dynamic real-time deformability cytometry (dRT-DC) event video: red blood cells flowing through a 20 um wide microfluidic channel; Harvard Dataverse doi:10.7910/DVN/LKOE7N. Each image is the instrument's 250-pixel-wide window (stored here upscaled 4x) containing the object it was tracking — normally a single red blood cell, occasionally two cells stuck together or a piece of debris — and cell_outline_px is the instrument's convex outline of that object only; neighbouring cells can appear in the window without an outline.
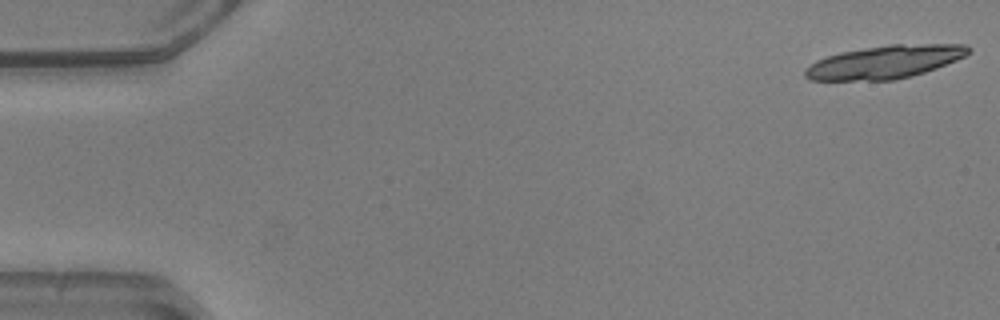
{"species": "common noctule bat (a hibernating species)", "species_latin": "Nyctalus noctula", "temperature_condition": "warm", "stored_images_in_passage": 18, "camera_frame_rate_fps": 3000, "um_per_image_px": 0.085, "animal": {"sex": "male", "body_mass_g": 20.5, "forearm_length_mm": 52.5}, "frame": {"image": 1, "passage_image": 1, "time_ms": 0.0, "image_size_px": [1000, 320], "cell_outline_px": [[972, 52], [956, 60], [936, 68], [912, 76], [896, 80], [808, 80], [804, 76], [804, 68], [816, 60], [840, 52], [888, 44], [968, 44], [972, 48]], "centroid_in_image_um": [75.22, 5.26], "position_along_channel_um": 9.8, "area_um2": 31.67}}